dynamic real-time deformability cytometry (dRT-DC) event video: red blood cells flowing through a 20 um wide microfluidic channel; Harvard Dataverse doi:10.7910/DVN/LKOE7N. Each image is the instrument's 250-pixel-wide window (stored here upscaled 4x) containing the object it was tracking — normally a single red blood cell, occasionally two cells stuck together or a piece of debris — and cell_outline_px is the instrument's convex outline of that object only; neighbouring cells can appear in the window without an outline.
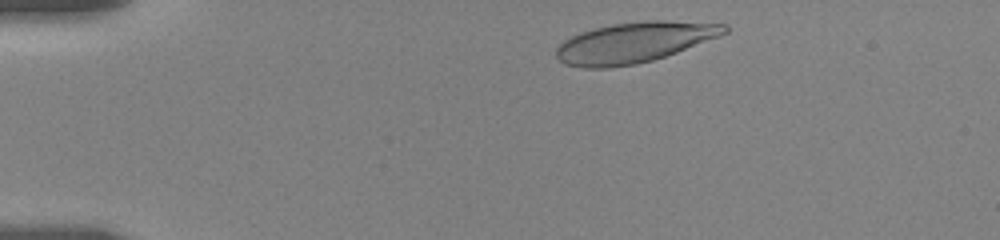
{"species": "human", "species_latin": "Homo sapiens", "temperature_condition": "room temperature", "stored_images_in_passage": 39, "camera_frame_rate_fps": 3000, "um_per_image_px": 0.085, "donor": {"sex": "female"}, "frame": {"image": 1, "passage_image": 3, "time_ms": 0.667, "image_size_px": [1000, 240], "cell_outline_px": [[728, 32], [720, 36], [676, 52], [652, 60], [636, 64], [608, 68], [580, 68], [564, 64], [556, 56], [556, 48], [564, 40], [580, 32], [612, 24], [644, 20], [664, 20], [728, 24]], "centroid_in_image_um": [53.9, 3.6], "position_along_channel_um": 31.1, "area_um2": 39.71}}
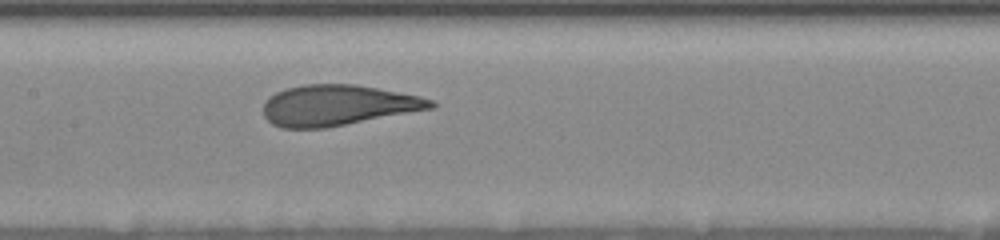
{"frame": {"image": 2, "passage_image": 22, "time_ms": 6.667, "image_size_px": [1000, 240], "cell_outline_px": [[436, 108], [324, 128], [280, 128], [272, 124], [264, 116], [264, 104], [268, 96], [276, 92], [288, 88], [304, 84], [356, 84], [420, 96], [432, 100], [436, 104]], "centroid_in_image_um": [28.71, 8.95], "position_along_channel_um": 178.7, "area_um2": 39.71}}
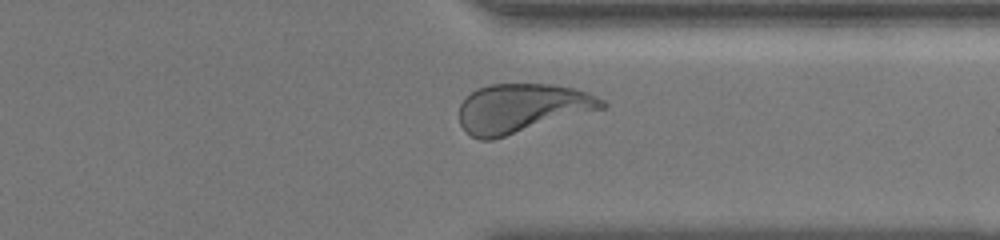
{"frame": {"image": 3, "passage_image": 36, "time_ms": 12.0, "image_size_px": [1000, 240], "cell_outline_px": [[608, 104], [604, 108], [492, 140], [480, 140], [472, 136], [460, 124], [460, 104], [476, 88], [488, 84], [552, 84], [572, 88], [588, 92], [604, 100]], "centroid_in_image_um": [44.36, 9.19], "position_along_channel_um": 367.0, "area_um2": 40.52}, "authors_computed_cell_mechanics": {"area_um2": 39.8242, "velocity_mm_per_s": 3.5341, "shape_relaxation_time_tau1_ms": 4.5056, "shape_relaxation_time_tau2_ms": null, "deformation_change_tau1": 0.1986, "deformation_change_tau2": null}}